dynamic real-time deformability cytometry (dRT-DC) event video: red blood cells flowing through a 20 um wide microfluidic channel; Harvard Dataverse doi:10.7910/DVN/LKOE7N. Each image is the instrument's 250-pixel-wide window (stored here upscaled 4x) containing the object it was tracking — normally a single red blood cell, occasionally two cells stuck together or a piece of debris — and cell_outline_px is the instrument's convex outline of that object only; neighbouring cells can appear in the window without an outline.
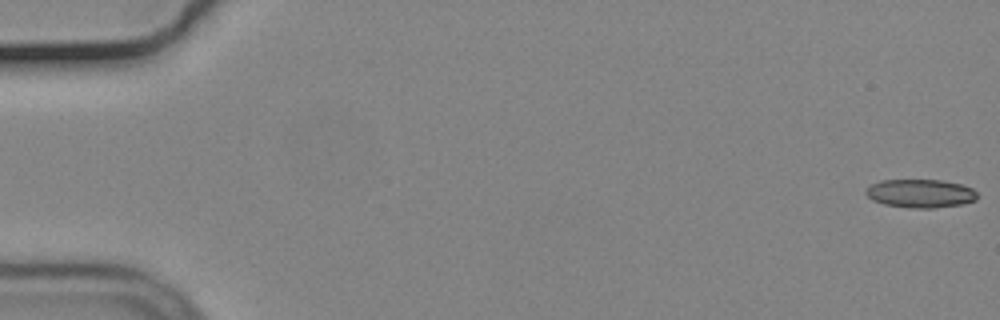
{"species": "common noctule bat (a hibernating species)", "species_latin": "Nyctalus noctula", "temperature_condition": "cold", "stored_images_in_passage": 57, "camera_frame_rate_fps": 3000, "um_per_image_px": 0.085, "animal": {"sex": "male", "body_mass_g": 19.2, "forearm_length_mm": 51.8}, "frame": {"image": 1, "passage_image": 1, "time_ms": 0.0, "image_size_px": [1000, 320], "cell_outline_px": [[976, 200], [960, 204], [936, 208], [908, 208], [884, 204], [872, 200], [864, 192], [872, 184], [880, 180], [944, 180], [960, 184], [972, 188], [976, 192]], "centroid_in_image_um": [78.22, 16.44], "position_along_channel_um": 6.8, "area_um2": 18.44}}
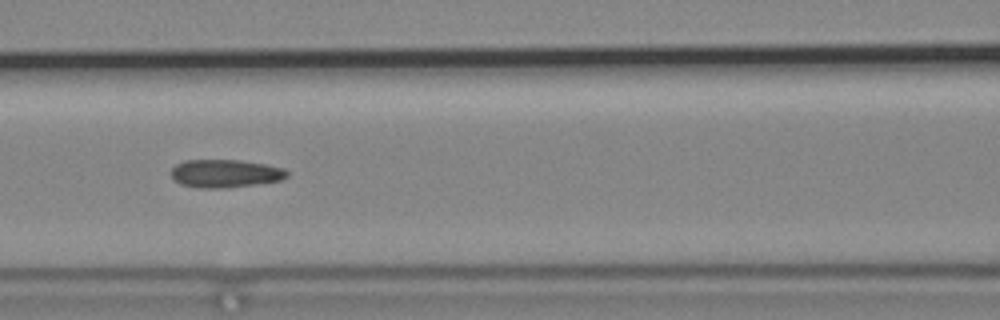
{"frame": {"image": 2, "passage_image": 25, "time_ms": 8.0, "image_size_px": [1000, 320], "cell_outline_px": [[288, 176], [280, 180], [256, 184], [224, 188], [200, 188], [180, 184], [172, 176], [172, 168], [176, 164], [184, 160], [240, 160], [264, 164], [284, 168], [288, 172]], "centroid_in_image_um": [19.14, 14.74], "position_along_channel_um": 147.5, "area_um2": 18.84}}
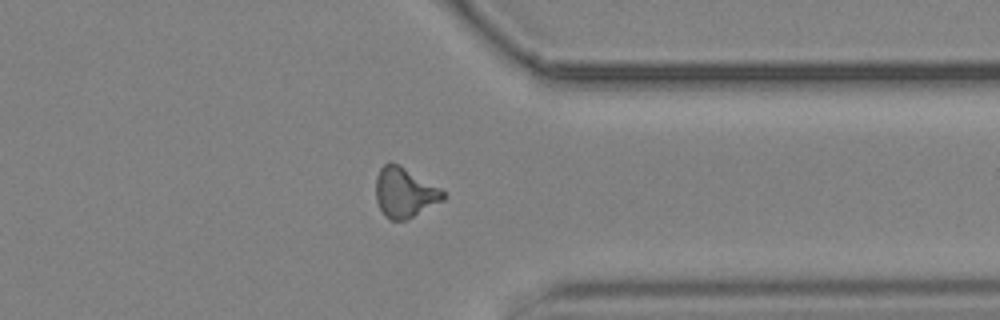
{"frame": {"image": 3, "passage_image": 44, "time_ms": 14.333, "image_size_px": [1000, 320], "cell_outline_px": [[448, 196], [444, 200], [404, 220], [392, 220], [384, 216], [376, 200], [376, 176], [380, 168], [388, 160], [400, 164], [440, 188]], "centroid_in_image_um": [34.38, 16.33], "position_along_channel_um": 377.0, "area_um2": 19.65}}